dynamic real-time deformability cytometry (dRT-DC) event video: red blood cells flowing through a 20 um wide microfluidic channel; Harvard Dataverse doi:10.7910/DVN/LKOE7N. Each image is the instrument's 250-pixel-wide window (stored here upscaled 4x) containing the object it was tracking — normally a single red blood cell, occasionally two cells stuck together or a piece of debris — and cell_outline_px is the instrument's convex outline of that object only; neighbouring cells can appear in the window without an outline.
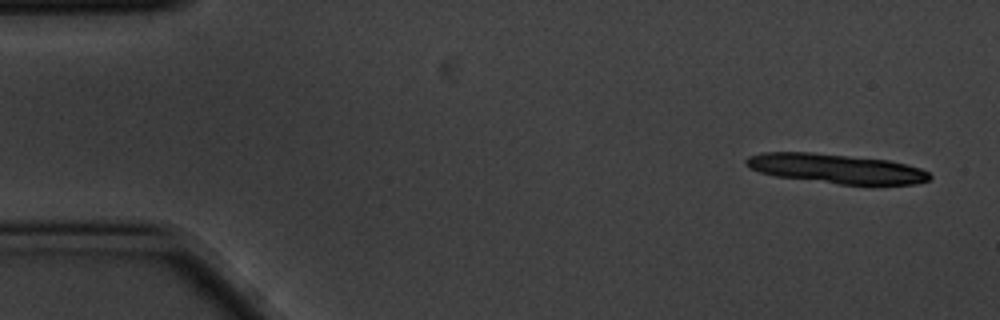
{"species": "common noctule bat (a hibernating species)", "species_latin": "Nyctalus noctula", "temperature_condition": "cold", "stored_images_in_passage": 6, "camera_frame_rate_fps": 3000, "um_per_image_px": 0.085, "animal": {"sex": "male", "body_mass_g": 20.1, "forearm_length_mm": 53.5}, "frame": {"image": 1, "passage_image": 1, "time_ms": 0.0, "image_size_px": [1000, 320], "cell_outline_px": [[932, 176], [928, 180], [916, 184], [840, 184], [776, 176], [760, 172], [748, 168], [744, 164], [744, 160], [748, 156], [764, 152], [812, 152], [888, 160], [920, 168], [928, 172]], "centroid_in_image_um": [71.02, 14.32], "position_along_channel_um": 14.0, "area_um2": 31.33}}